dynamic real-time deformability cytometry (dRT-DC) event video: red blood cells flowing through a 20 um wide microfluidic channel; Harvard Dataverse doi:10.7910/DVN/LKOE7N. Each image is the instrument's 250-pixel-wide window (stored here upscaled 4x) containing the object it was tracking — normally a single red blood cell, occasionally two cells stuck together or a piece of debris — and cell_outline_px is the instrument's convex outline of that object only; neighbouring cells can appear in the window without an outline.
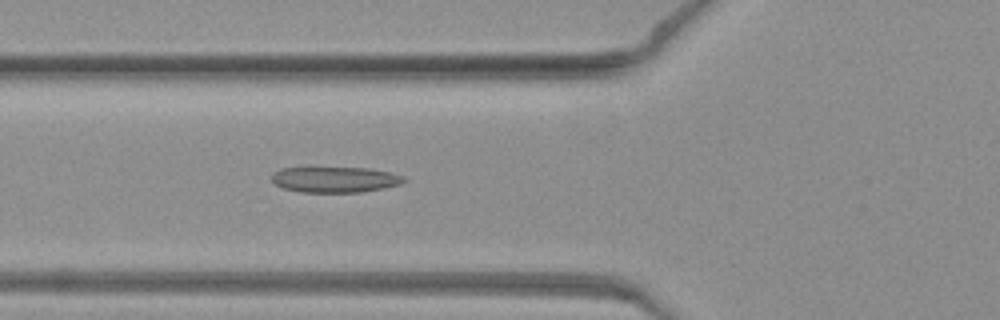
{"species": "common noctule bat (a hibernating species)", "species_latin": "Nyctalus noctula", "temperature_condition": "warm", "stored_images_in_passage": 37, "camera_frame_rate_fps": 3000, "um_per_image_px": 0.085, "animal": {"sex": "female", "body_mass_g": 19.3, "forearm_length_mm": 54.1}, "frame": {"image": 1, "passage_image": 8, "time_ms": 2.333, "image_size_px": [1000, 320], "cell_outline_px": [[408, 180], [400, 184], [384, 188], [360, 192], [300, 192], [284, 188], [276, 184], [272, 180], [272, 172], [280, 168], [304, 164], [368, 168], [392, 172], [404, 176]], "centroid_in_image_um": [28.41, 15.19], "position_along_channel_um": 97.4, "area_um2": 21.1}}
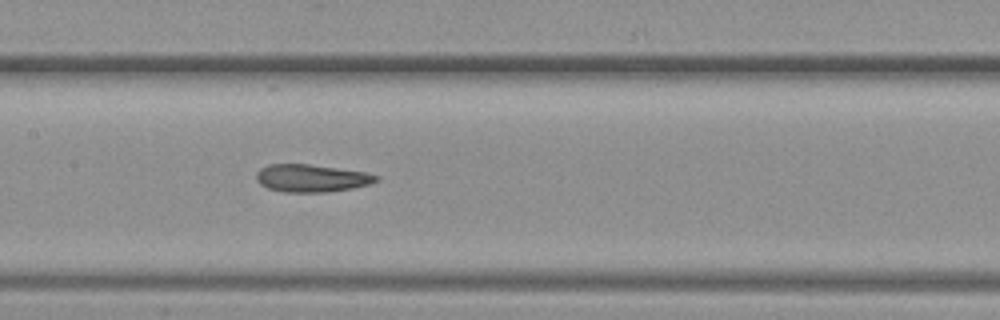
{"frame": {"image": 2, "passage_image": 14, "time_ms": 4.333, "image_size_px": [1000, 320], "cell_outline_px": [[380, 180], [368, 184], [352, 188], [328, 192], [284, 192], [268, 188], [260, 184], [256, 180], [256, 172], [260, 168], [268, 164], [308, 164], [364, 172], [380, 176]], "centroid_in_image_um": [26.45, 15.14], "position_along_channel_um": 181.0, "area_um2": 19.25}}
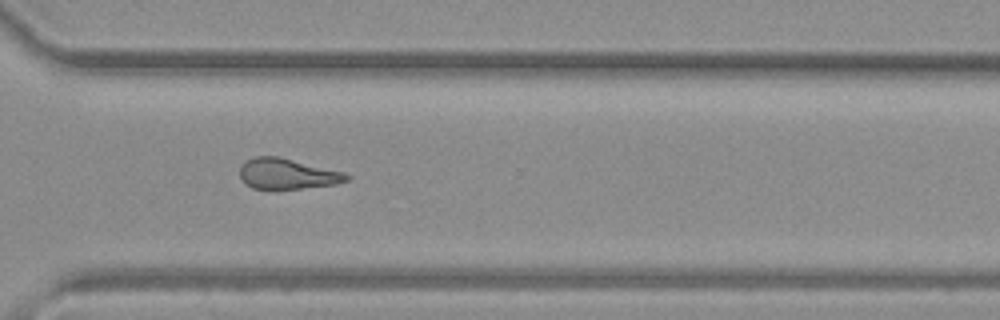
{"frame": {"image": 3, "passage_image": 26, "time_ms": 8.333, "image_size_px": [1000, 320], "cell_outline_px": [[352, 176], [348, 180], [336, 184], [268, 192], [252, 188], [244, 184], [240, 180], [240, 168], [248, 160], [256, 156], [280, 156], [344, 172]], "centroid_in_image_um": [24.39, 14.82], "position_along_channel_um": 346.2, "area_um2": 19.71}}